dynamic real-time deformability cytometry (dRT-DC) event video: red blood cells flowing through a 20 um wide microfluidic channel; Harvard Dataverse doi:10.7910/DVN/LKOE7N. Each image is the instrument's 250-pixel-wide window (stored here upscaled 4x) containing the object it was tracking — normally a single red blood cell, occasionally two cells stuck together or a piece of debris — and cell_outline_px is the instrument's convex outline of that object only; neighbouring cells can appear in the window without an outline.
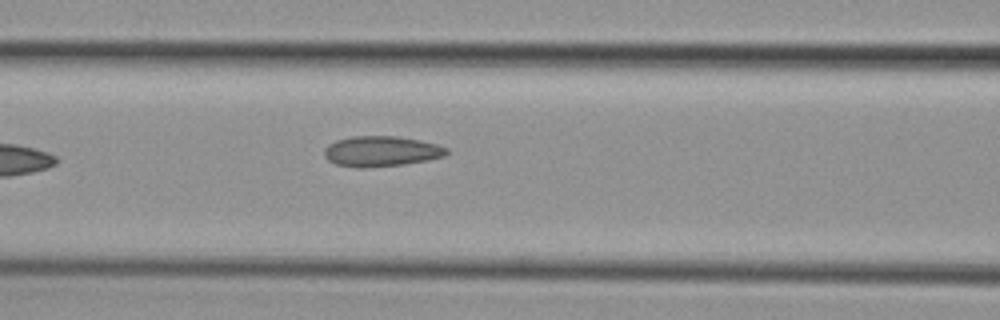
{"species": "common noctule bat (a hibernating species)", "species_latin": "Nyctalus noctula", "temperature_condition": "cold", "stored_images_in_passage": 6, "camera_frame_rate_fps": 3000, "um_per_image_px": 0.085, "animal": {"sex": "female", "body_mass_g": 29.2, "forearm_length_mm": 56.3}, "frame": {"image": 1, "passage_image": 6, "time_ms": 7.0, "image_size_px": [1000, 320], "cell_outline_px": [[448, 152], [444, 156], [428, 160], [404, 164], [360, 168], [356, 168], [336, 164], [328, 160], [324, 156], [324, 148], [328, 144], [336, 140], [352, 136], [396, 136], [420, 140], [436, 144], [448, 148]], "centroid_in_image_um": [32.38, 12.86], "position_along_channel_um": 134.2, "area_um2": 21.73}}